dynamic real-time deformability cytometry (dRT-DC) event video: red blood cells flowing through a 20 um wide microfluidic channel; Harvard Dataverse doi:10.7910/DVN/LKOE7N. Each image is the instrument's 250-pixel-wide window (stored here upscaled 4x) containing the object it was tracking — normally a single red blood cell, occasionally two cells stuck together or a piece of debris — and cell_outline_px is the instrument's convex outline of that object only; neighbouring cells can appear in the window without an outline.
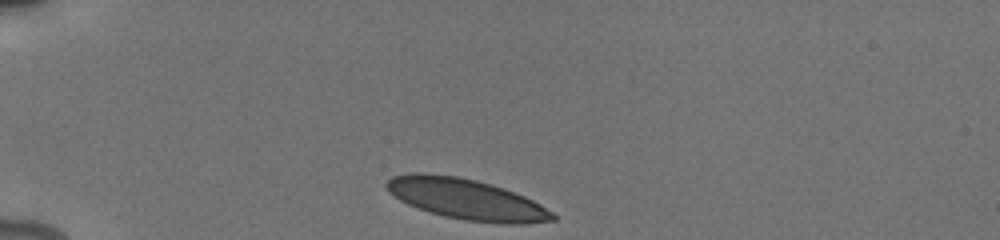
{"species": "human", "species_latin": "Homo sapiens", "temperature_condition": "cold", "stored_images_in_passage": 34, "camera_frame_rate_fps": 3000, "um_per_image_px": 0.085, "donor": {"sex": "male"}, "frame": {"image": 1, "passage_image": 1, "time_ms": 0.0, "image_size_px": [1000, 240], "cell_outline_px": [[556, 220], [524, 224], [504, 224], [464, 220], [444, 216], [408, 204], [400, 200], [388, 192], [384, 184], [392, 176], [412, 172], [424, 172], [456, 176], [476, 180], [504, 188], [524, 196], [540, 204], [552, 212], [556, 216]], "centroid_in_image_um": [39.63, 16.92], "position_along_channel_um": 45.4, "area_um2": 39.36}}
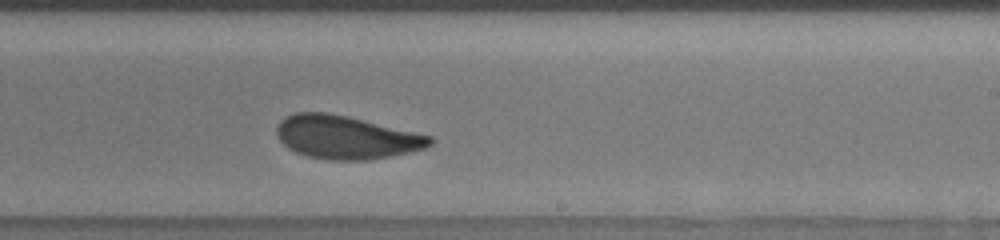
{"frame": {"image": 2, "passage_image": 23, "time_ms": 6.667, "image_size_px": [1000, 240], "cell_outline_px": [[436, 140], [432, 144], [424, 148], [408, 152], [368, 160], [328, 160], [308, 156], [296, 152], [288, 148], [280, 140], [276, 132], [276, 128], [280, 120], [296, 112], [328, 112], [348, 116], [432, 136]], "centroid_in_image_um": [29.41, 11.66], "position_along_channel_um": 259.6, "area_um2": 38.49}}
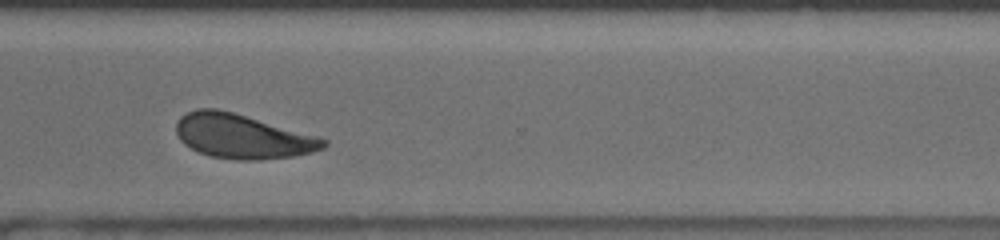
{"frame": {"image": 3, "passage_image": 28, "time_ms": 9.0, "image_size_px": [1000, 240], "cell_outline_px": [[328, 144], [324, 148], [312, 152], [292, 156], [260, 160], [236, 160], [208, 156], [184, 144], [180, 140], [176, 132], [176, 124], [180, 116], [196, 108], [216, 108], [232, 112], [316, 136], [328, 140]], "centroid_in_image_um": [20.57, 11.6], "position_along_channel_um": 350.0, "area_um2": 37.8}, "authors_computed_cell_mechanics": {"area_um2": 39.3329, "velocity_mm_per_s": 3.8579, "shape_relaxation_time_tau1_ms": 3.3025, "shape_relaxation_time_tau2_ms": 1.2073, "deformation_change_tau1": 0.1143, "deformation_change_tau2": 0.0628}}